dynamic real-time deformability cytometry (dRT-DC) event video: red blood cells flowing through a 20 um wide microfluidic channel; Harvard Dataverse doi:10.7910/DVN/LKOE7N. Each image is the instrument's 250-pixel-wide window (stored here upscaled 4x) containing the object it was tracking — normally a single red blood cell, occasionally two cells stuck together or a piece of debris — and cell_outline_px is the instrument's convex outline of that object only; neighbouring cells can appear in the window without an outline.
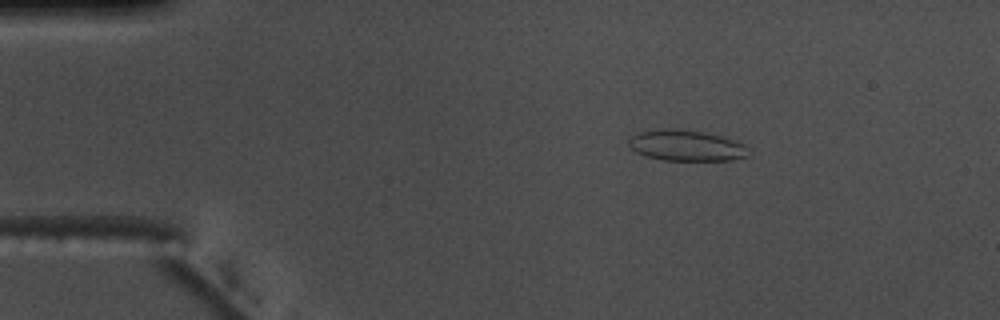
{"species": "common noctule bat (a hibernating species)", "species_latin": "Nyctalus noctula", "temperature_condition": "warm", "stored_images_in_passage": 50, "camera_frame_rate_fps": 3000, "um_per_image_px": 0.085, "animal": {"sex": "male", "body_mass_g": 17.5, "forearm_length_mm": 52.3}, "frame": {"image": 1, "passage_image": 5, "time_ms": 1.333, "image_size_px": [1000, 320], "cell_outline_px": [[748, 156], [732, 160], [664, 160], [644, 156], [636, 152], [628, 144], [628, 140], [632, 136], [640, 132], [664, 128], [672, 128], [704, 132], [720, 136], [744, 144], [748, 148]], "centroid_in_image_um": [58.32, 12.37], "position_along_channel_um": 26.7, "area_um2": 21.44}}
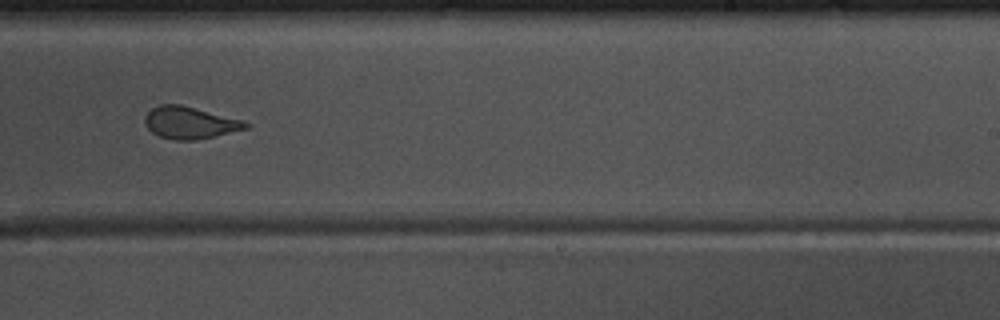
{"frame": {"image": 2, "passage_image": 30, "time_ms": 9.667, "image_size_px": [1000, 320], "cell_outline_px": [[248, 128], [196, 140], [176, 140], [160, 136], [152, 132], [144, 124], [144, 116], [152, 108], [160, 104], [180, 104], [244, 120], [248, 124]], "centroid_in_image_um": [16.11, 10.42], "position_along_channel_um": 272.9, "area_um2": 18.73}}
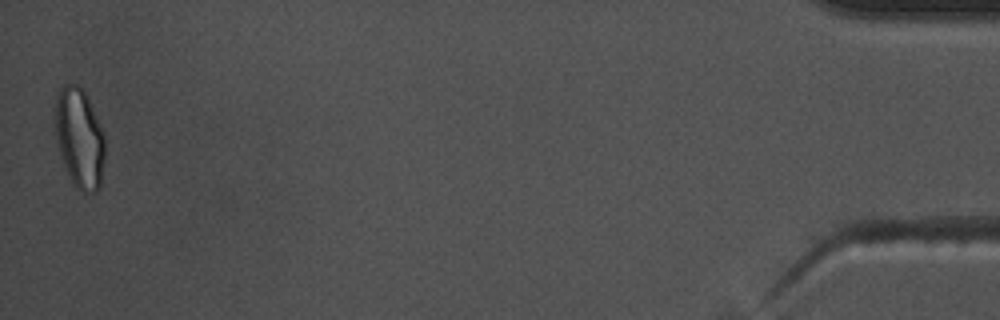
{"frame": {"image": 3, "passage_image": 50, "time_ms": 16.333, "image_size_px": [1000, 320], "cell_outline_px": [[104, 160], [100, 188], [96, 192], [84, 192], [76, 188], [72, 184], [60, 156], [56, 132], [56, 88], [64, 84], [76, 84], [88, 96], [104, 136]], "centroid_in_image_um": [6.75, 11.74], "position_along_channel_um": 428.4, "area_um2": 28.96}, "authors_computed_cell_mechanics": {"area_um2": 20.0566, "velocity_mm_per_s": 3.7323, "shape_relaxation_time_tau1_ms": null, "shape_relaxation_time_tau2_ms": 0.9259, "deformation_change_tau1": null, "deformation_change_tau2": 0.0736}}